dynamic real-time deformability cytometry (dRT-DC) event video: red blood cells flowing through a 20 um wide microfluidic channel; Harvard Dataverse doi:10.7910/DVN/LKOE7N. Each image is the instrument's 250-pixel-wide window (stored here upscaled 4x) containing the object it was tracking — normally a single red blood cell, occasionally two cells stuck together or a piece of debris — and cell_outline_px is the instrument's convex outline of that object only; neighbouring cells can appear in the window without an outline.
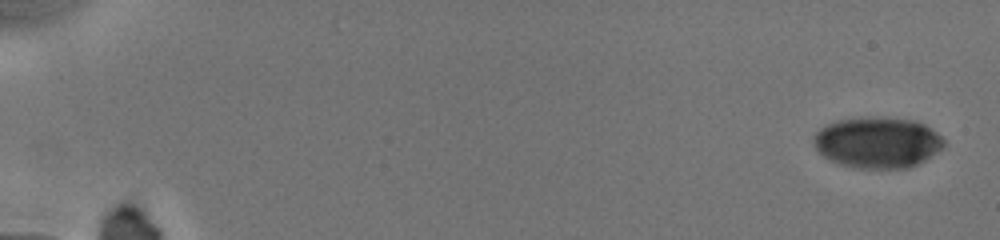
{"species": "human", "species_latin": "Homo sapiens", "temperature_condition": "cold", "stored_images_in_passage": 13, "camera_frame_rate_fps": 3000, "um_per_image_px": 0.085, "donor": {"sex": "male"}, "frame": {"image": 1, "passage_image": 1, "time_ms": 0.0, "image_size_px": [1000, 240], "cell_outline_px": [[944, 144], [940, 148], [924, 160], [908, 168], [852, 168], [828, 160], [816, 148], [812, 140], [816, 132], [820, 128], [836, 120], [860, 116], [876, 116], [916, 120], [924, 124], [936, 132], [944, 140]], "centroid_in_image_um": [74.54, 12.09], "position_along_channel_um": 10.5, "area_um2": 38.9}}
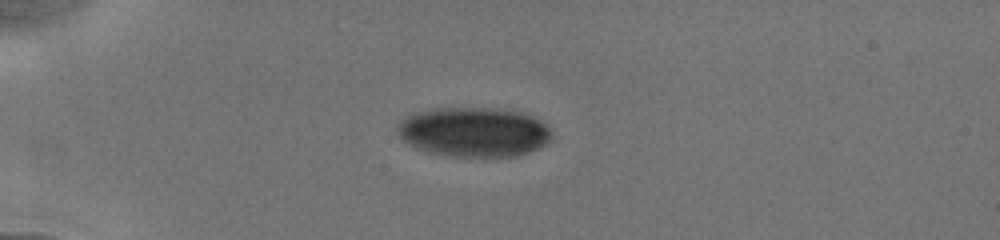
{"frame": {"image": 2, "passage_image": 7, "time_ms": 4.667, "image_size_px": [1000, 240], "cell_outline_px": [[552, 140], [548, 144], [540, 148], [516, 156], [444, 156], [428, 152], [416, 148], [408, 144], [400, 136], [396, 128], [400, 120], [416, 112], [432, 108], [492, 108], [524, 112], [548, 124], [552, 132]], "centroid_in_image_um": [40.32, 11.22], "position_along_channel_um": 44.7, "area_um2": 45.08}}
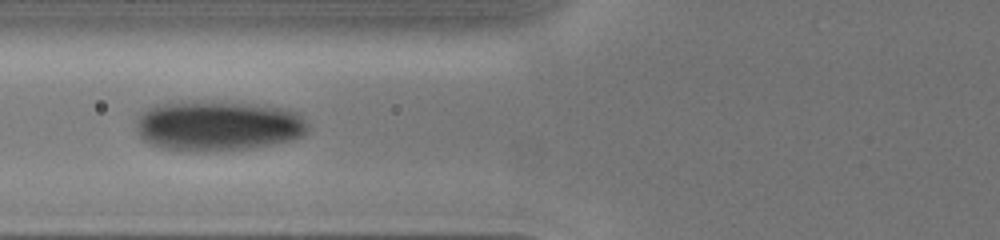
{"frame": {"image": 3, "passage_image": 12, "time_ms": 7.333, "image_size_px": [1000, 240], "cell_outline_px": [[308, 128], [300, 136], [288, 140], [268, 144], [244, 148], [196, 152], [164, 148], [152, 144], [144, 140], [136, 132], [136, 116], [140, 112], [156, 104], [180, 100], [212, 100], [264, 104], [296, 112], [304, 120]], "centroid_in_image_um": [18.42, 10.64], "position_along_channel_um": 107.4, "area_um2": 50.69}}